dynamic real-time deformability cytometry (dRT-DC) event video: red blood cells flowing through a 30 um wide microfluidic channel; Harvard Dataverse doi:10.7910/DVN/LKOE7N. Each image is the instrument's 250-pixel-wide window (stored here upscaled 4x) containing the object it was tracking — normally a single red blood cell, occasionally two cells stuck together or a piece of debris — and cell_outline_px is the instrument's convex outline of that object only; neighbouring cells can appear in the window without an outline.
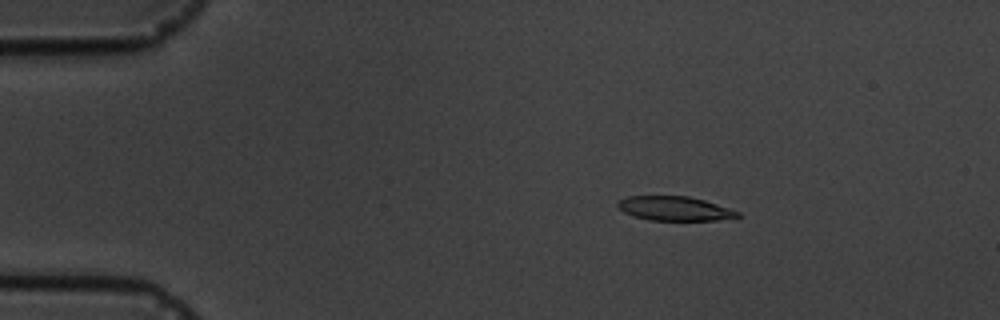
{"species": "common noctule bat (a hibernating species)", "species_latin": "Nyctalus noctula", "temperature_condition": "cold", "stored_images_in_passage": 5, "camera_frame_rate_fps": 3000, "um_per_image_px": 0.085, "animal": {"sex": "male", "body_mass_g": 19.5, "forearm_length_mm": 54.6}, "frame": {"image": 1, "passage_image": 3, "time_ms": 2.333, "image_size_px": [1000, 320], "cell_outline_px": [[740, 216], [716, 220], [648, 220], [624, 212], [616, 204], [620, 200], [628, 196], [688, 196], [704, 200], [740, 212]], "centroid_in_image_um": [57.33, 17.72], "position_along_channel_um": 27.7, "area_um2": 16.65}}